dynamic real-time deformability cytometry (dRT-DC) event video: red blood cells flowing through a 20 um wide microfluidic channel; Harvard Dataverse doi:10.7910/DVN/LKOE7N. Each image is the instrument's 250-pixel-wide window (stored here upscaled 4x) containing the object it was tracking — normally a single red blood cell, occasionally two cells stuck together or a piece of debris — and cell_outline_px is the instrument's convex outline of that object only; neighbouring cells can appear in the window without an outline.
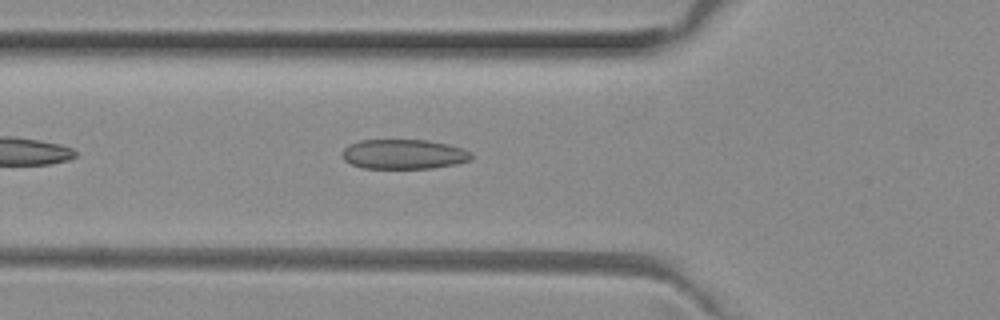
{"species": "common noctule bat (a hibernating species)", "species_latin": "Nyctalus noctula", "temperature_condition": "room temperature", "stored_images_in_passage": 35, "camera_frame_rate_fps": 3000, "um_per_image_px": 0.085, "animal": {"sex": "female", "body_mass_g": 29.2, "forearm_length_mm": 56.3}, "frame": {"image": 1, "passage_image": 2, "time_ms": 0.333, "image_size_px": [1000, 320], "cell_outline_px": [[472, 160], [456, 164], [432, 168], [364, 168], [352, 164], [344, 160], [340, 152], [348, 144], [360, 140], [428, 140], [448, 144], [464, 148], [472, 152]], "centroid_in_image_um": [34.33, 13.1], "position_along_channel_um": 91.5, "area_um2": 22.6}}
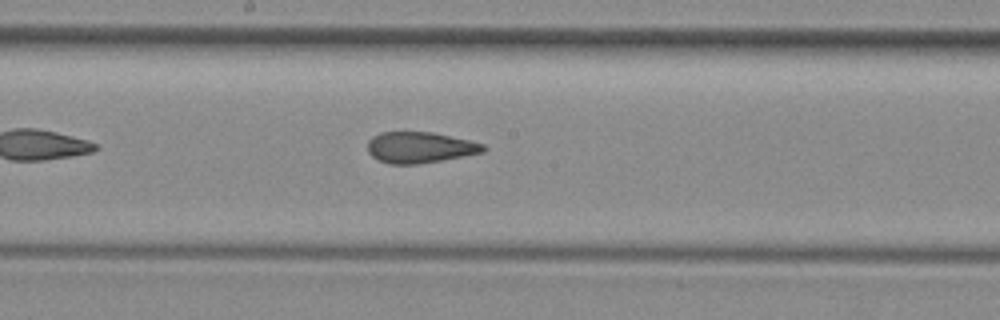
{"frame": {"image": 2, "passage_image": 11, "time_ms": 3.333, "image_size_px": [1000, 320], "cell_outline_px": [[488, 148], [484, 152], [464, 156], [416, 164], [388, 164], [372, 156], [368, 152], [368, 140], [372, 136], [380, 132], [432, 132], [468, 140], [484, 144]], "centroid_in_image_um": [35.68, 12.53], "position_along_channel_um": 212.5, "area_um2": 20.87}}
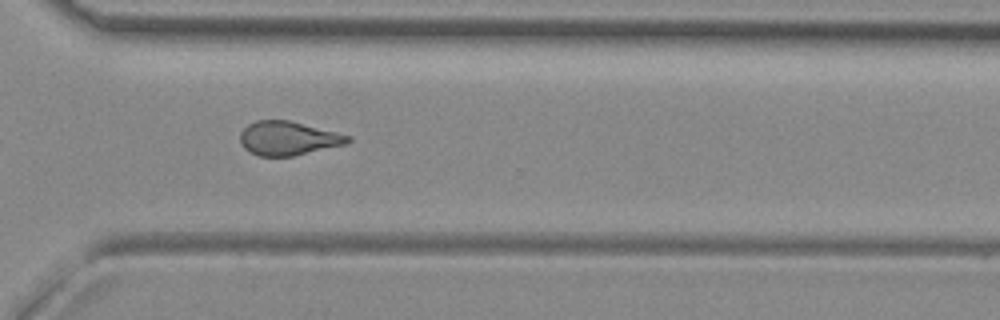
{"frame": {"image": 3, "passage_image": 21, "time_ms": 6.667, "image_size_px": [1000, 320], "cell_outline_px": [[352, 140], [348, 144], [292, 156], [260, 156], [248, 152], [240, 144], [240, 132], [248, 124], [256, 120], [288, 120], [352, 136]], "centroid_in_image_um": [24.49, 11.76], "position_along_channel_um": 346.1, "area_um2": 21.39}}